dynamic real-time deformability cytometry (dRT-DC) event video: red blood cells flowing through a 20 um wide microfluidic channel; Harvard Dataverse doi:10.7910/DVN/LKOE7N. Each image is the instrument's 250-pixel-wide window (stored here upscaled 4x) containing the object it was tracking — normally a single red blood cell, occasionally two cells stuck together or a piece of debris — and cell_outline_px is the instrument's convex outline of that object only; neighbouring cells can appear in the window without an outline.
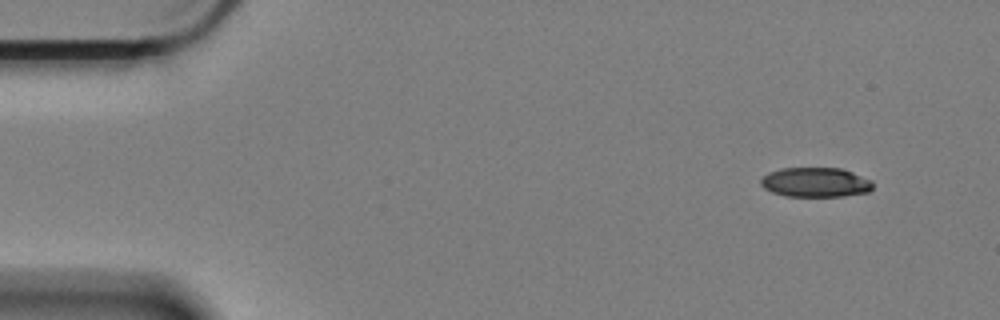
{"species": "Egyptian fruit bat (a non-hibernating species)", "species_latin": "Rousettus aegyptiacus", "temperature_condition": "cold", "stored_images_in_passage": 56, "camera_frame_rate_fps": 3000, "um_per_image_px": 0.085, "animal": {"sex": "female"}, "frame": {"image": 1, "passage_image": 1, "time_ms": 0.0, "image_size_px": [1000, 320], "cell_outline_px": [[872, 188], [868, 192], [844, 196], [784, 196], [772, 192], [764, 188], [760, 184], [760, 180], [768, 172], [780, 168], [840, 168], [852, 172], [872, 180]], "centroid_in_image_um": [69.3, 15.49], "position_along_channel_um": 15.7, "area_um2": 19.36}}
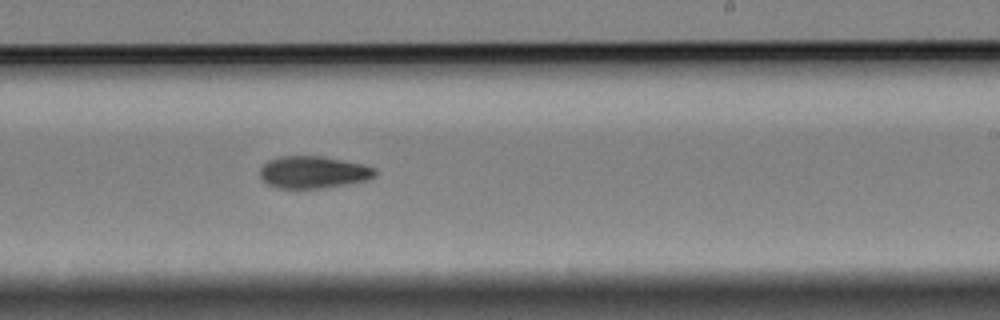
{"frame": {"image": 2, "passage_image": 32, "time_ms": 10.333, "image_size_px": [1000, 320], "cell_outline_px": [[376, 176], [368, 180], [324, 188], [276, 188], [268, 184], [260, 176], [260, 168], [268, 160], [280, 156], [324, 156], [364, 164], [376, 168]], "centroid_in_image_um": [26.66, 14.63], "position_along_channel_um": 262.3, "area_um2": 21.73}}
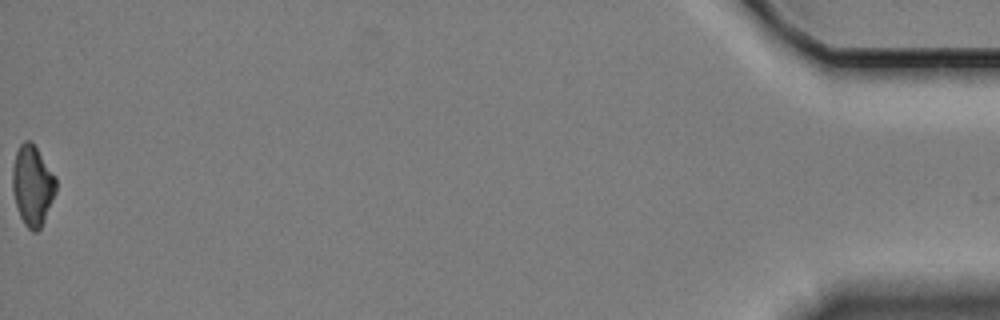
{"frame": {"image": 3, "passage_image": 56, "time_ms": 18.333, "image_size_px": [1000, 320], "cell_outline_px": [[56, 192], [44, 220], [40, 228], [36, 232], [32, 232], [24, 224], [20, 216], [12, 192], [12, 168], [16, 152], [20, 144], [24, 140], [32, 140], [56, 176]], "centroid_in_image_um": [2.76, 15.73], "position_along_channel_um": 432.4, "area_um2": 20.52}, "authors_computed_cell_mechanics": {"area_um2": 21.6172, "velocity_mm_per_s": 3.3405, "shape_relaxation_time_tau1_ms": 6.3883, "shape_relaxation_time_tau2_ms": null, "deformation_change_tau1": 0.1469, "deformation_change_tau2": null}}